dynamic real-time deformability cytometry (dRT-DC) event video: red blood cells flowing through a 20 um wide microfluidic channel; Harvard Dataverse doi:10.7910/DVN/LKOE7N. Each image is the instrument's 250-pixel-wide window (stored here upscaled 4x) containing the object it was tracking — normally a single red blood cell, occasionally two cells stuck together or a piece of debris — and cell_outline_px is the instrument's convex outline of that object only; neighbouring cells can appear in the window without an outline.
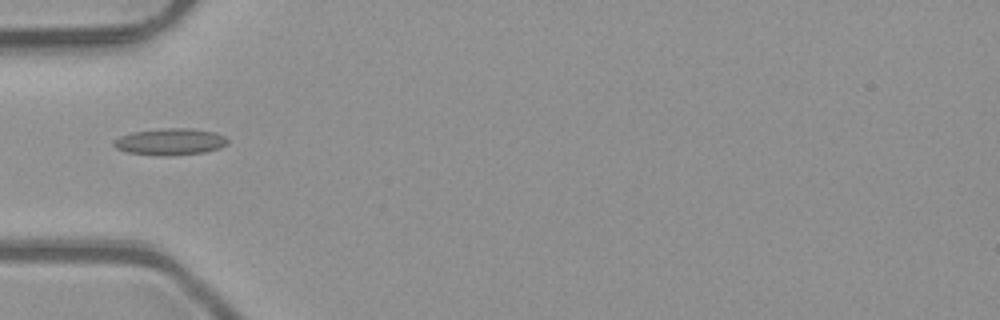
{"species": "common noctule bat (a hibernating species)", "species_latin": "Nyctalus noctula", "temperature_condition": "room temperature", "stored_images_in_passage": 3, "camera_frame_rate_fps": 3000, "um_per_image_px": 0.085, "animal": {"sex": "male", "body_mass_g": 23.1, "forearm_length_mm": 52.7}, "frame": {"image": 1, "passage_image": 3, "time_ms": 0.667, "image_size_px": [1000, 320], "cell_outline_px": [[228, 144], [220, 148], [204, 152], [128, 152], [116, 148], [112, 144], [112, 140], [120, 136], [132, 132], [160, 128], [192, 128], [212, 132], [224, 136], [228, 140]], "centroid_in_image_um": [14.47, 11.97], "position_along_channel_um": 70.5, "area_um2": 16.59}}